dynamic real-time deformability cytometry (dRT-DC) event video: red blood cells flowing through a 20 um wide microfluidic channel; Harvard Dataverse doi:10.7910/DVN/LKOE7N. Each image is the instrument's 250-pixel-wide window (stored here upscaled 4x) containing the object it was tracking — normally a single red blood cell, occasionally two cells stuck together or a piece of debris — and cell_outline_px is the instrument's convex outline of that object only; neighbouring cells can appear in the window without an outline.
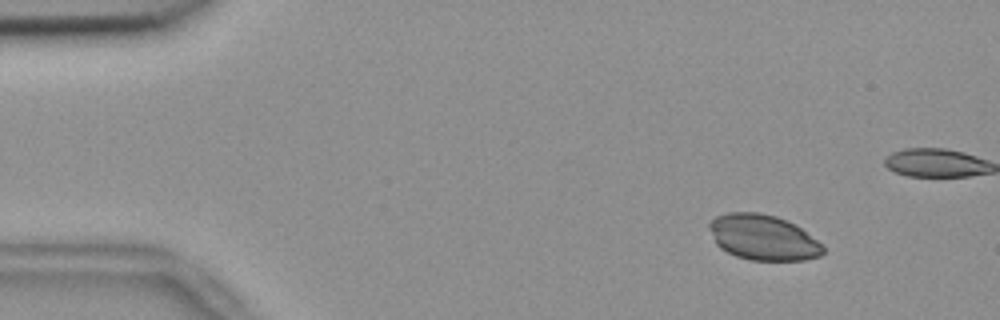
{"species": "common noctule bat (a hibernating species)", "species_latin": "Nyctalus noctula", "temperature_condition": "room temperature", "stored_images_in_passage": 56, "camera_frame_rate_fps": 3000, "um_per_image_px": 0.085, "animal": {"sex": "female", "body_mass_g": 18.4}, "frame": {"image": 1, "passage_image": 7, "time_ms": 2.0, "image_size_px": [1000, 320], "cell_outline_px": [[824, 252], [820, 256], [804, 260], [748, 260], [736, 256], [720, 248], [716, 244], [708, 228], [708, 224], [716, 216], [728, 212], [760, 212], [776, 216], [788, 220], [796, 224], [824, 244]], "centroid_in_image_um": [64.88, 20.17], "position_along_channel_um": 20.1, "area_um2": 30.52}}
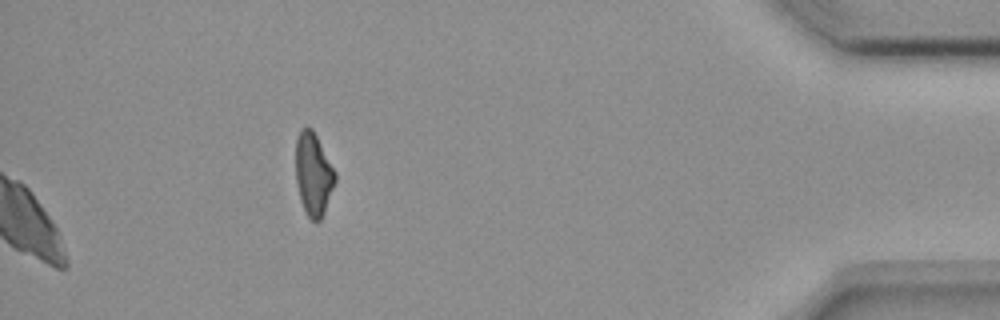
{"frame": {"image": 2, "passage_image": 56, "time_ms": 18.333, "image_size_px": [1000, 320], "cell_outline_px": [[336, 180], [324, 212], [320, 220], [312, 220], [308, 216], [300, 200], [296, 180], [296, 136], [300, 128], [308, 124], [312, 128], [336, 172]], "centroid_in_image_um": [26.62, 14.74], "position_along_channel_um": 408.6, "area_um2": 19.02}}